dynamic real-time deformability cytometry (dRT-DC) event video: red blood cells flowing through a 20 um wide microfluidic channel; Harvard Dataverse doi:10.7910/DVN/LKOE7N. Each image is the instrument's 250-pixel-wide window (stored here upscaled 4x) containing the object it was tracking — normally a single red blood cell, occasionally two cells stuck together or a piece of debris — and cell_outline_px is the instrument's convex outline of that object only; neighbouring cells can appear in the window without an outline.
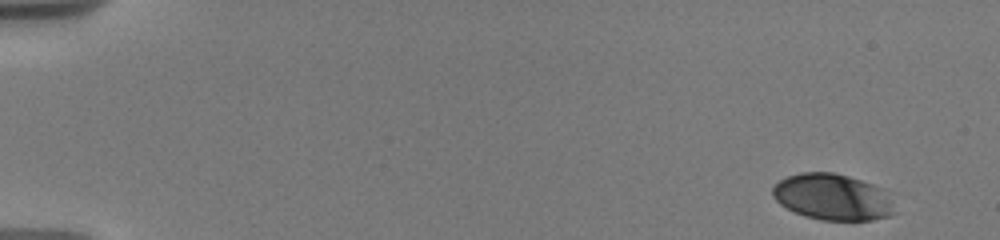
{"species": "human", "species_latin": "Homo sapiens", "temperature_condition": "warm", "stored_images_in_passage": 6, "camera_frame_rate_fps": 3000, "um_per_image_px": 0.085, "donor": {"sex": "male"}, "frame": {"image": 1, "passage_image": 1, "time_ms": 0.0, "image_size_px": [1000, 240], "cell_outline_px": [[896, 212], [888, 216], [872, 220], [820, 220], [804, 216], [780, 204], [772, 196], [772, 188], [780, 180], [788, 176], [800, 172], [832, 172], [848, 176], [896, 192]], "centroid_in_image_um": [70.89, 16.75], "position_along_channel_um": 14.1, "area_um2": 33.7}}
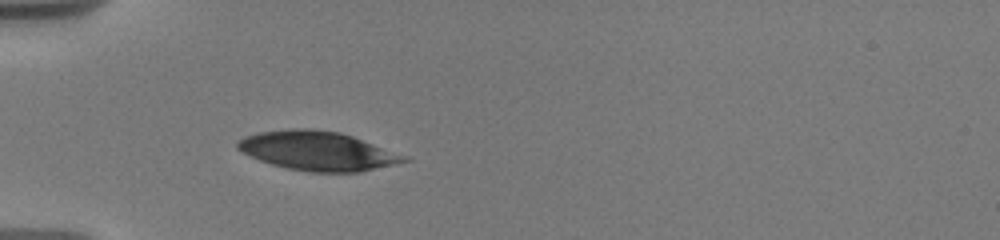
{"frame": {"image": 2, "passage_image": 5, "time_ms": 5.0, "image_size_px": [1000, 240], "cell_outline_px": [[412, 160], [396, 164], [360, 172], [312, 172], [288, 168], [272, 164], [260, 160], [236, 148], [236, 144], [244, 136], [260, 132], [288, 128], [312, 128], [340, 132], [352, 136], [408, 156]], "centroid_in_image_um": [27.03, 12.82], "position_along_channel_um": 58.0, "area_um2": 37.86}}